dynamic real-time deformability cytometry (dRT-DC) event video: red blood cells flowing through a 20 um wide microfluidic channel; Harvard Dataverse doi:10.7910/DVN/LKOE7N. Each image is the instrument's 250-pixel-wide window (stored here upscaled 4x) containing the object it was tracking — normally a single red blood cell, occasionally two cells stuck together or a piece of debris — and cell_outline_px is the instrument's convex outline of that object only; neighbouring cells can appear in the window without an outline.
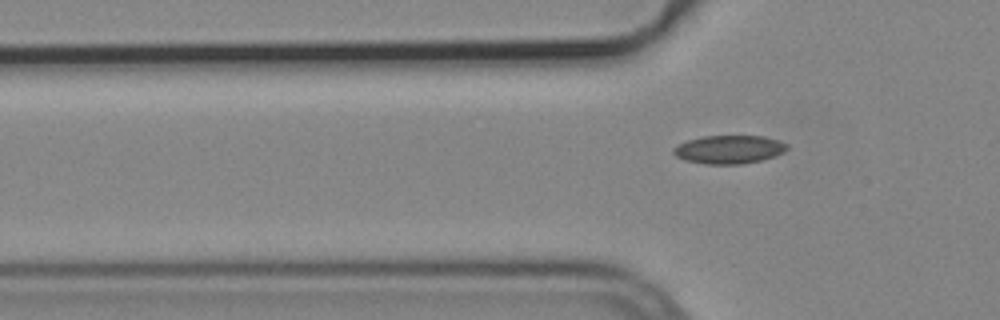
{"species": "common noctule bat (a hibernating species)", "species_latin": "Nyctalus noctula", "temperature_condition": "cold", "stored_images_in_passage": 10, "camera_frame_rate_fps": 3000, "um_per_image_px": 0.085, "animal": {"sex": "male", "body_mass_g": 19.2, "forearm_length_mm": 51.8}, "frame": {"image": 1, "passage_image": 6, "time_ms": 1.667, "image_size_px": [1000, 320], "cell_outline_px": [[788, 148], [784, 152], [760, 160], [744, 164], [704, 164], [684, 160], [676, 156], [672, 152], [672, 148], [676, 144], [688, 140], [704, 136], [764, 136], [788, 144]], "centroid_in_image_um": [61.92, 12.7], "position_along_channel_um": 63.9, "area_um2": 18.79}}
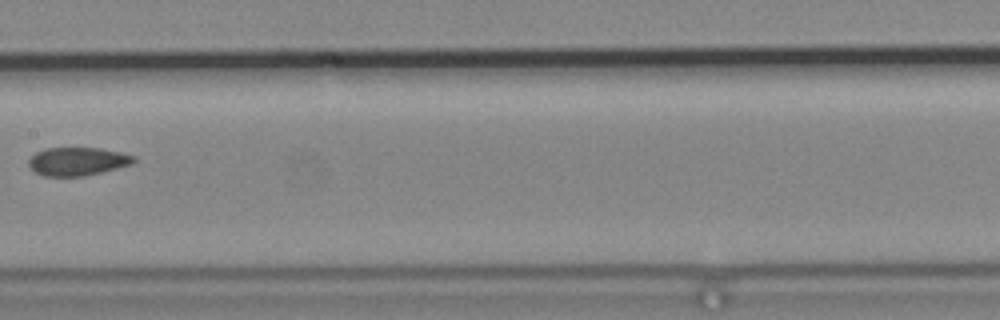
{"frame": {"image": 2, "passage_image": 9, "time_ms": 2.667, "image_size_px": [1000, 320], "cell_outline_px": [[136, 160], [132, 164], [84, 176], [44, 176], [36, 172], [28, 164], [28, 160], [36, 152], [44, 148], [100, 148], [120, 152], [136, 156]], "centroid_in_image_um": [6.59, 13.71], "position_along_channel_um": 200.8, "area_um2": 17.22}}
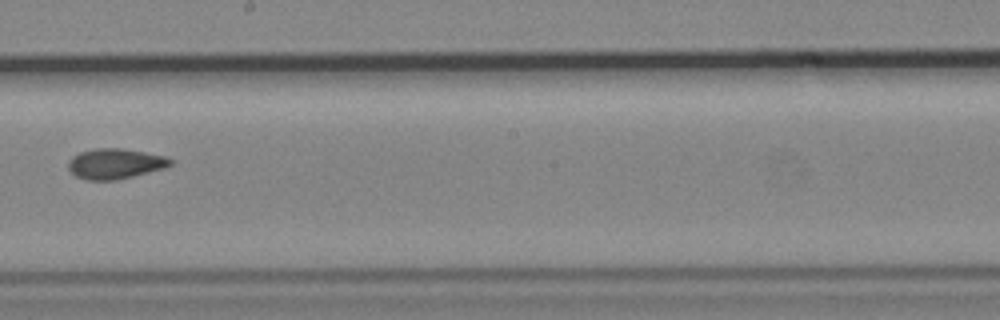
{"frame": {"image": 3, "passage_image": 10, "time_ms": 3.0, "image_size_px": [1000, 320], "cell_outline_px": [[172, 164], [164, 168], [116, 180], [84, 180], [76, 176], [68, 168], [68, 160], [72, 156], [80, 152], [96, 148], [120, 148], [144, 152], [164, 156], [172, 160]], "centroid_in_image_um": [9.74, 13.91], "position_along_channel_um": 238.5, "area_um2": 17.92}}